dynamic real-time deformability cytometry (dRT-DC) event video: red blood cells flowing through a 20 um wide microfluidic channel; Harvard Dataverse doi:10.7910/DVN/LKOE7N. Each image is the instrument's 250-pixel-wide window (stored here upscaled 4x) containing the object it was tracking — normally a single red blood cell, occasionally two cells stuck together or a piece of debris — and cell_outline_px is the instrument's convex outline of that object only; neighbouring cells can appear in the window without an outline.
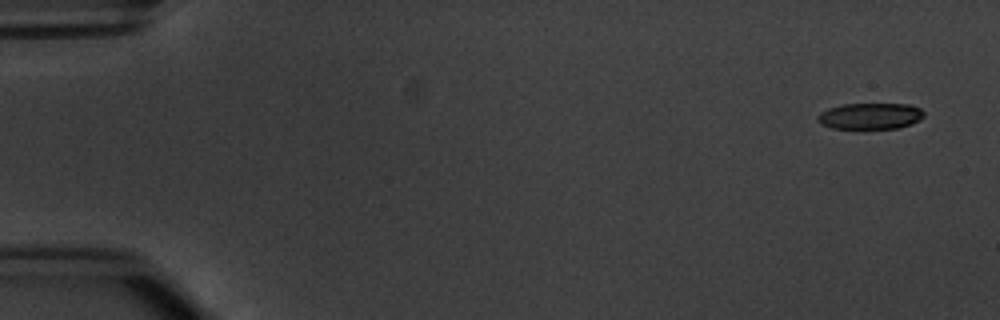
{"species": "common noctule bat (a hibernating species)", "species_latin": "Nyctalus noctula", "temperature_condition": "warm", "stored_images_in_passage": 5, "camera_frame_rate_fps": 3000, "um_per_image_px": 0.085, "animal": {"sex": "male", "body_mass_g": 20.1, "forearm_length_mm": 53.5}, "frame": {"image": 1, "passage_image": 1, "time_ms": 0.0, "image_size_px": [1000, 320], "cell_outline_px": [[924, 116], [920, 120], [912, 124], [896, 128], [832, 128], [820, 124], [816, 120], [816, 116], [820, 112], [828, 108], [844, 104], [912, 104], [920, 108], [924, 112]], "centroid_in_image_um": [73.96, 9.86], "position_along_channel_um": 11.0, "area_um2": 16.36}}
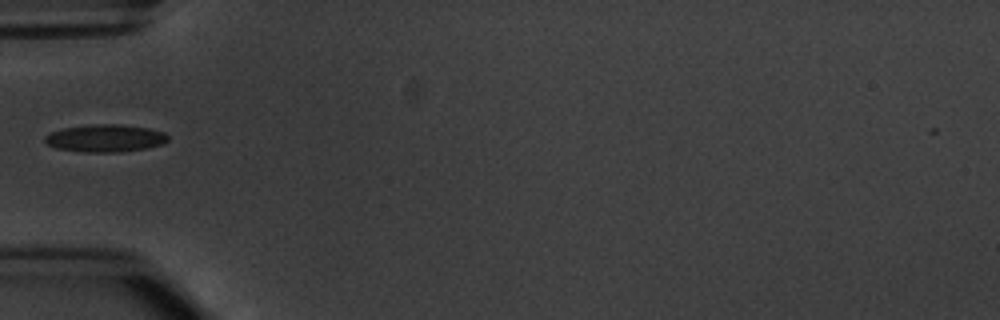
{"frame": {"image": 2, "passage_image": 5, "time_ms": 5.333, "image_size_px": [1000, 320], "cell_outline_px": [[168, 140], [164, 144], [148, 148], [120, 152], [84, 152], [56, 148], [48, 144], [44, 140], [44, 136], [52, 132], [64, 128], [100, 124], [120, 124], [148, 128], [164, 132], [168, 136]], "centroid_in_image_um": [8.99, 11.76], "position_along_channel_um": 76.0, "area_um2": 19.65}}